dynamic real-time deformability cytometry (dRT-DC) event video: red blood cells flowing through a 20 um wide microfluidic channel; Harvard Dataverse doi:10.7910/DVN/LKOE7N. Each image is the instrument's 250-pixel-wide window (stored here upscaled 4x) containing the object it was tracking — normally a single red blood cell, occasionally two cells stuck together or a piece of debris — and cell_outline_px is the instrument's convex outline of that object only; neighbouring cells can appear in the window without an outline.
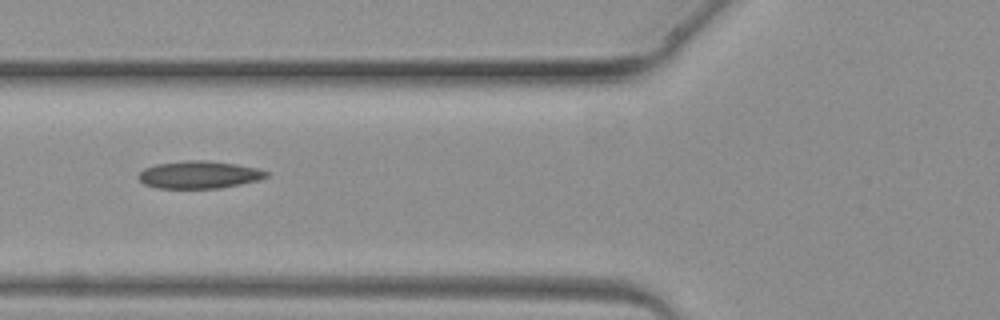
{"species": "common noctule bat (a hibernating species)", "species_latin": "Nyctalus noctula", "temperature_condition": "warm", "stored_images_in_passage": 5, "camera_frame_rate_fps": 3000, "um_per_image_px": 0.085, "animal": {"sex": "female", "body_mass_g": 19.3, "forearm_length_mm": 54.1}, "frame": {"image": 1, "passage_image": 5, "time_ms": 4.667, "image_size_px": [1000, 320], "cell_outline_px": [[268, 176], [260, 180], [220, 188], [156, 188], [144, 184], [136, 176], [144, 168], [156, 164], [184, 160], [204, 160], [236, 164], [256, 168], [268, 172]], "centroid_in_image_um": [16.9, 14.85], "position_along_channel_um": 108.9, "area_um2": 20.52}}